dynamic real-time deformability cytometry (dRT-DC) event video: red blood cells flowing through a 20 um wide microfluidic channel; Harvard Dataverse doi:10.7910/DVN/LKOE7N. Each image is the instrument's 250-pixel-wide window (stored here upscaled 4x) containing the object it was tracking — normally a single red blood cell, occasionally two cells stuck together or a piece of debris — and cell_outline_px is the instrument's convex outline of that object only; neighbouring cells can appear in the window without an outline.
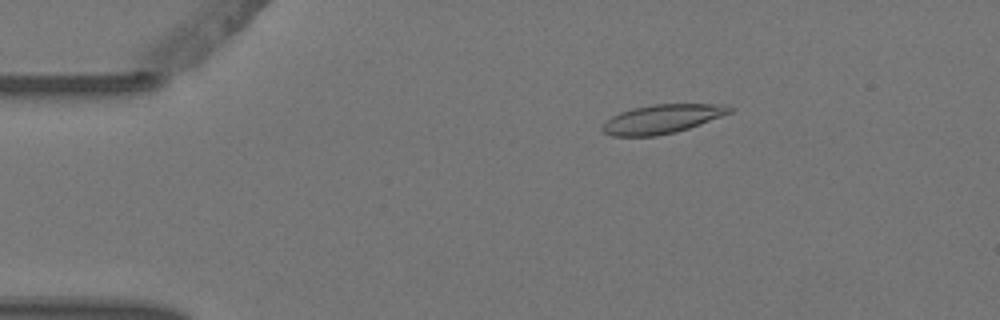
{"species": "Egyptian fruit bat (a non-hibernating species)", "species_latin": "Rousettus aegyptiacus", "temperature_condition": "warm", "stored_images_in_passage": 10, "camera_frame_rate_fps": 3000, "um_per_image_px": 0.085, "animal": {"sex": "female"}, "frame": {"image": 1, "passage_image": 3, "time_ms": 0.667, "image_size_px": [1000, 320], "cell_outline_px": [[736, 108], [732, 112], [700, 124], [676, 132], [656, 136], [612, 136], [604, 132], [600, 128], [612, 116], [620, 112], [632, 108], [652, 104], [724, 104]], "centroid_in_image_um": [56.3, 10.1], "position_along_channel_um": 28.7, "area_um2": 21.44}}
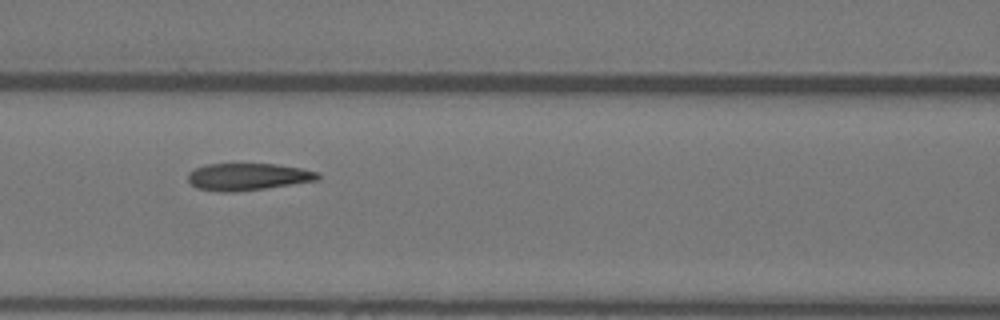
{"frame": {"image": 2, "passage_image": 7, "time_ms": 2.0, "image_size_px": [1000, 320], "cell_outline_px": [[320, 180], [236, 192], [216, 192], [196, 188], [188, 180], [188, 172], [196, 168], [208, 164], [276, 164], [300, 168], [320, 172]], "centroid_in_image_um": [21.07, 15.03], "position_along_channel_um": 145.5, "area_um2": 20.58}}
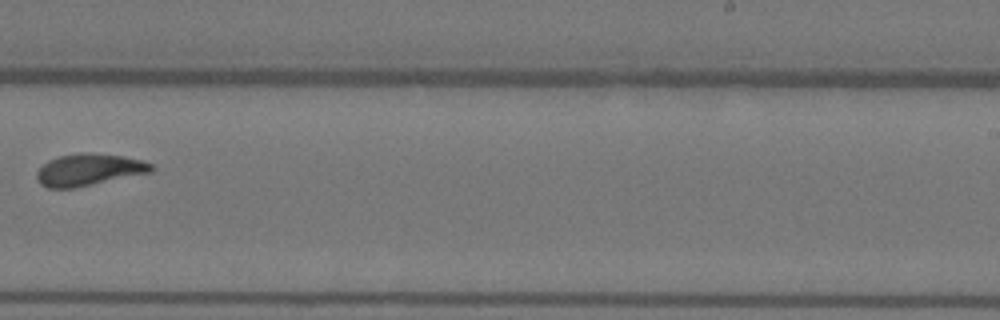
{"frame": {"image": 3, "passage_image": 10, "time_ms": 3.0, "image_size_px": [1000, 320], "cell_outline_px": [[152, 172], [76, 188], [48, 188], [40, 184], [36, 180], [36, 172], [48, 160], [60, 156], [80, 152], [88, 152], [124, 156], [140, 160], [152, 164]], "centroid_in_image_um": [7.53, 14.43], "position_along_channel_um": 281.5, "area_um2": 21.39}}